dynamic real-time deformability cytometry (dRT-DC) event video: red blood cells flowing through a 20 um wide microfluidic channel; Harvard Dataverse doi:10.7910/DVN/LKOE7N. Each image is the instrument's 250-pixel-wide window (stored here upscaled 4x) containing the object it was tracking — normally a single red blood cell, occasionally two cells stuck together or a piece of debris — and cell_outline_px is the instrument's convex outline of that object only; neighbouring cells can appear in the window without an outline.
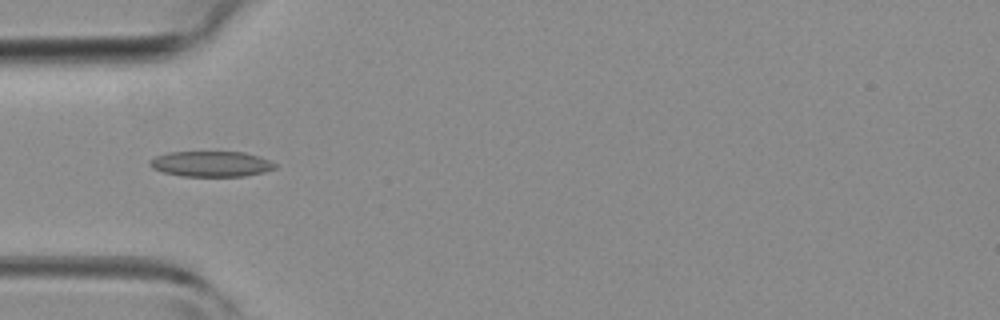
{"species": "common noctule bat (a hibernating species)", "species_latin": "Nyctalus noctula", "temperature_condition": "room temperature", "stored_images_in_passage": 3, "camera_frame_rate_fps": 3000, "um_per_image_px": 0.085, "animal": {"sex": "female", "body_mass_g": 19.3, "forearm_length_mm": 54.1}, "frame": {"image": 1, "passage_image": 3, "time_ms": 3.0, "image_size_px": [1000, 320], "cell_outline_px": [[276, 168], [264, 172], [244, 176], [184, 176], [164, 172], [152, 168], [148, 164], [148, 160], [156, 156], [168, 152], [244, 152], [260, 156], [276, 164]], "centroid_in_image_um": [17.94, 13.93], "position_along_channel_um": 67.1, "area_um2": 18.61}}